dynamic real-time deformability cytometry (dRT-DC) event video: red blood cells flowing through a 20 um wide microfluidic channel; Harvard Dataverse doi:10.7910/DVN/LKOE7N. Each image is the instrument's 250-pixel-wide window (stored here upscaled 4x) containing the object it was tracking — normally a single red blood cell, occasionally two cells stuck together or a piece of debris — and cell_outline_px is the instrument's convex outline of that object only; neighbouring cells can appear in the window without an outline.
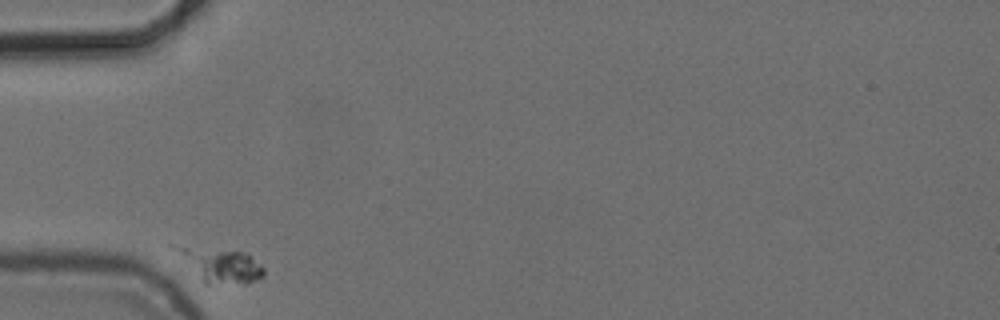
{"species": "common noctule bat (a hibernating species)", "species_latin": "Nyctalus noctula", "temperature_condition": "cold", "stored_images_in_passage": 13, "camera_frame_rate_fps": 3000, "um_per_image_px": 0.085, "animal": {"sex": "female", "body_mass_g": 24.6, "forearm_length_mm": 56.2}, "frame": {"image": 1, "passage_image": 1, "time_ms": 0.0, "image_size_px": [1000, 320], "cell_outline_px": [[264, 276], [248, 284], [204, 284], [204, 260], [220, 252], [244, 252], [252, 256], [264, 268]], "centroid_in_image_um": [19.72, 22.86], "position_along_channel_um": 65.3, "area_um2": 11.96}}
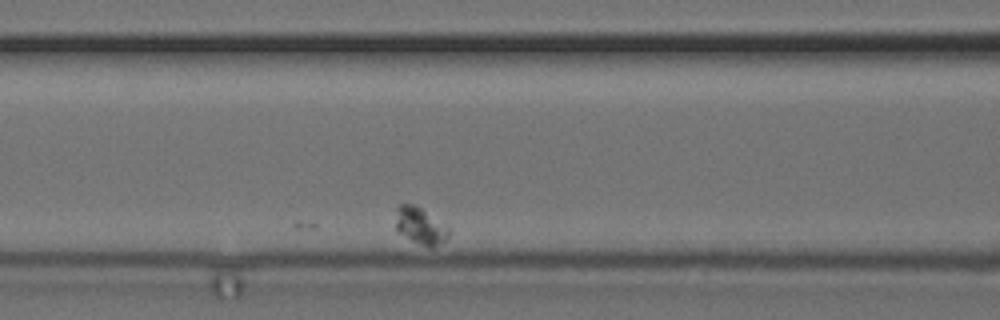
{"frame": {"image": 2, "passage_image": 9, "time_ms": 2.667, "image_size_px": [1000, 320], "cell_outline_px": [[452, 232], [444, 240], [432, 248], [428, 248], [396, 232], [396, 208], [400, 204], [412, 204], [420, 208], [448, 228]], "centroid_in_image_um": [35.69, 19.22], "position_along_channel_um": 130.9, "area_um2": 11.16}}
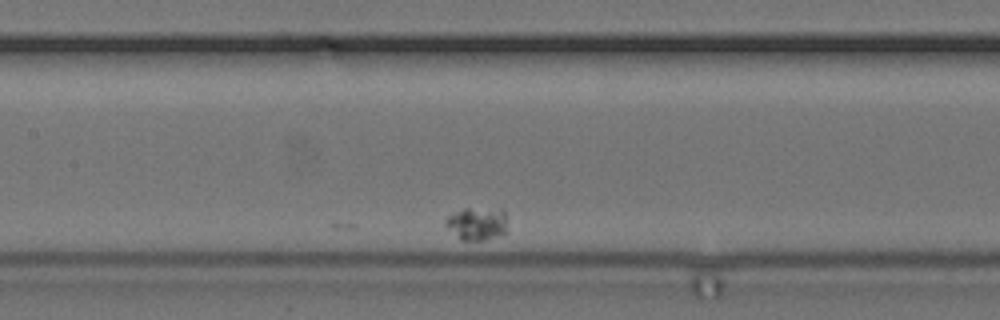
{"frame": {"image": 3, "passage_image": 13, "time_ms": 4.0, "image_size_px": [1000, 320], "cell_outline_px": [[508, 232], [504, 236], [484, 240], [460, 240], [444, 224], [444, 220], [448, 216], [464, 208], [504, 208]], "centroid_in_image_um": [40.61, 19.01], "position_along_channel_um": 166.8, "area_um2": 12.31}}